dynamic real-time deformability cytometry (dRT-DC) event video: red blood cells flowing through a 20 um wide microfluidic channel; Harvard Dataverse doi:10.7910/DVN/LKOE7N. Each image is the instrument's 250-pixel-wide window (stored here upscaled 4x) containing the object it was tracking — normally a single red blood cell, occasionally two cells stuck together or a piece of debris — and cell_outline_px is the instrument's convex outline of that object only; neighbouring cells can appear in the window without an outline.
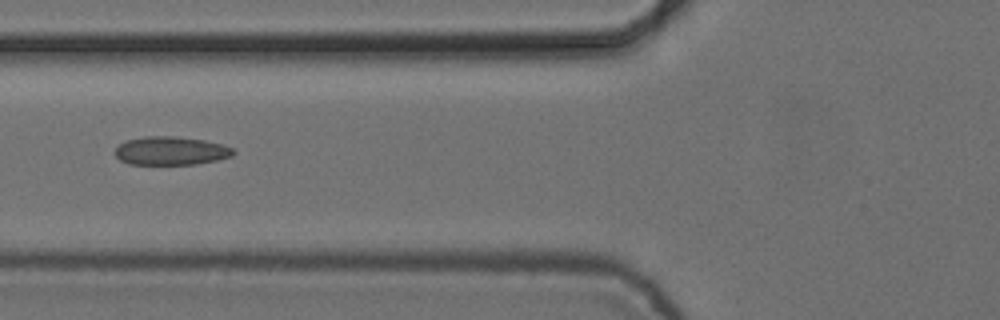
{"species": "common noctule bat (a hibernating species)", "species_latin": "Nyctalus noctula", "temperature_condition": "cold", "stored_images_in_passage": 5, "camera_frame_rate_fps": 3000, "um_per_image_px": 0.085, "animal": {"sex": "female", "body_mass_g": 24.6, "forearm_length_mm": 56.2}, "frame": {"image": 1, "passage_image": 4, "time_ms": 1.0, "image_size_px": [1000, 320], "cell_outline_px": [[236, 152], [232, 156], [216, 160], [196, 164], [128, 164], [120, 160], [116, 156], [116, 148], [120, 144], [128, 140], [144, 136], [172, 136], [204, 140], [224, 144], [232, 148]], "centroid_in_image_um": [14.55, 12.82], "position_along_channel_um": 111.3, "area_um2": 19.54}}
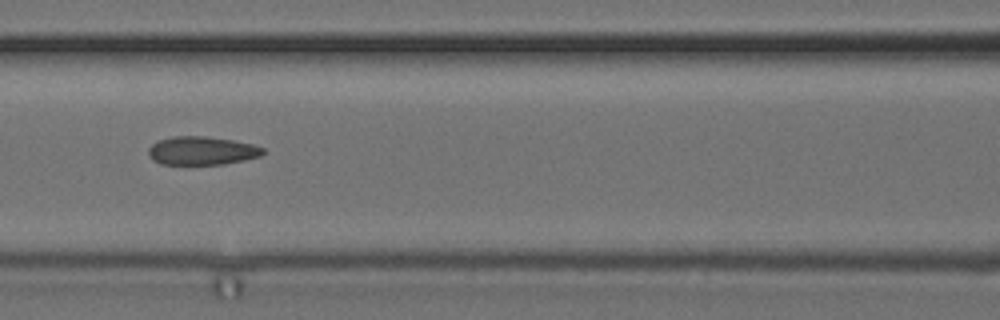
{"frame": {"image": 2, "passage_image": 5, "time_ms": 1.333, "image_size_px": [1000, 320], "cell_outline_px": [[264, 152], [260, 156], [244, 160], [224, 164], [160, 164], [152, 160], [148, 156], [148, 148], [152, 144], [160, 140], [172, 136], [204, 136], [232, 140], [252, 144], [264, 148]], "centroid_in_image_um": [17.13, 12.81], "position_along_channel_um": 149.5, "area_um2": 18.96}}